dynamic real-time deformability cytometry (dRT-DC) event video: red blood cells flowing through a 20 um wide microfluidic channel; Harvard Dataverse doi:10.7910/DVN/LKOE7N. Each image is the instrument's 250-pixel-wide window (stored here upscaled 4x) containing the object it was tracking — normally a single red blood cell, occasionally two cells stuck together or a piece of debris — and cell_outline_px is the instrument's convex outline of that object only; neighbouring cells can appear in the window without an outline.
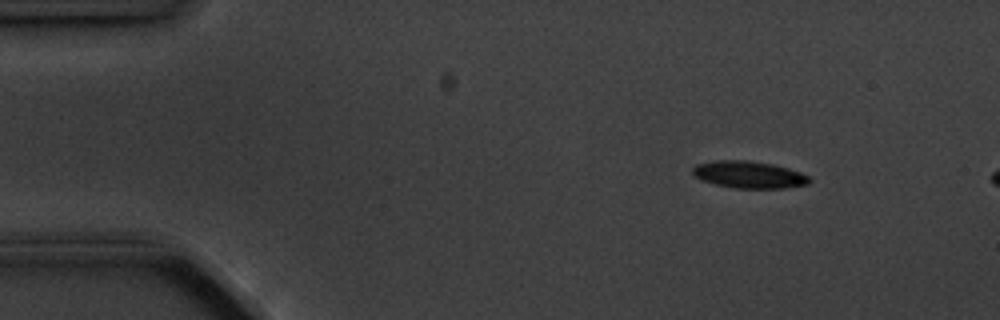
{"species": "common noctule bat (a hibernating species)", "species_latin": "Nyctalus noctula", "temperature_condition": "cold", "stored_images_in_passage": 4, "camera_frame_rate_fps": 3000, "um_per_image_px": 0.085, "animal": {"sex": "male", "body_mass_g": 20.1, "forearm_length_mm": 53.5}, "frame": {"image": 1, "passage_image": 2, "time_ms": 1.0, "image_size_px": [1000, 320], "cell_outline_px": [[812, 180], [808, 184], [784, 188], [736, 188], [716, 184], [700, 180], [692, 172], [692, 168], [696, 164], [716, 160], [748, 160], [772, 164], [788, 168], [800, 172], [808, 176]], "centroid_in_image_um": [63.66, 14.84], "position_along_channel_um": 21.3, "area_um2": 18.38}}